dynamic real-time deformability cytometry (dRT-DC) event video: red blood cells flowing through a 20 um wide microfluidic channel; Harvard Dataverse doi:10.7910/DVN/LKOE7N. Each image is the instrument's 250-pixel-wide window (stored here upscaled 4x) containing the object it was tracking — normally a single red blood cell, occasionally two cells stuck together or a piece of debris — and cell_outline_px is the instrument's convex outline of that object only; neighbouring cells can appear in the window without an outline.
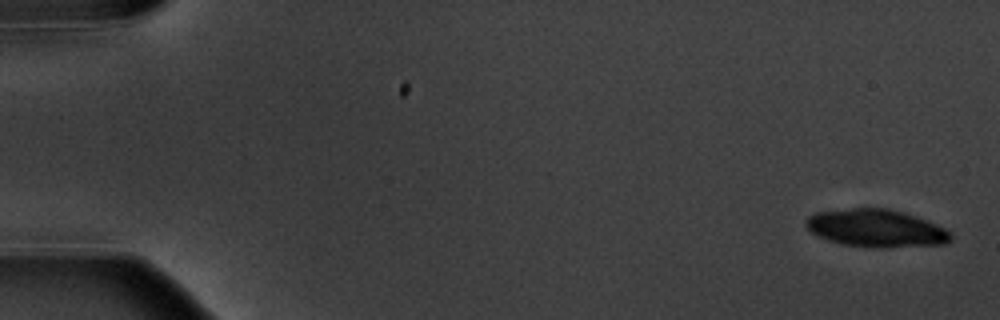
{"species": "common noctule bat (a hibernating species)", "species_latin": "Nyctalus noctula", "temperature_condition": "warm", "stored_images_in_passage": 6, "camera_frame_rate_fps": 3000, "um_per_image_px": 0.085, "animal": {"sex": "male", "body_mass_g": 20.1, "forearm_length_mm": 53.5}, "frame": {"image": 1, "passage_image": 1, "time_ms": 0.0, "image_size_px": [1000, 320], "cell_outline_px": [[952, 240], [944, 244], [888, 248], [880, 248], [844, 244], [828, 240], [812, 232], [804, 224], [804, 220], [808, 216], [816, 212], [852, 208], [888, 208], [936, 224], [952, 232]], "centroid_in_image_um": [74.47, 19.41], "position_along_channel_um": 10.5, "area_um2": 31.62}}